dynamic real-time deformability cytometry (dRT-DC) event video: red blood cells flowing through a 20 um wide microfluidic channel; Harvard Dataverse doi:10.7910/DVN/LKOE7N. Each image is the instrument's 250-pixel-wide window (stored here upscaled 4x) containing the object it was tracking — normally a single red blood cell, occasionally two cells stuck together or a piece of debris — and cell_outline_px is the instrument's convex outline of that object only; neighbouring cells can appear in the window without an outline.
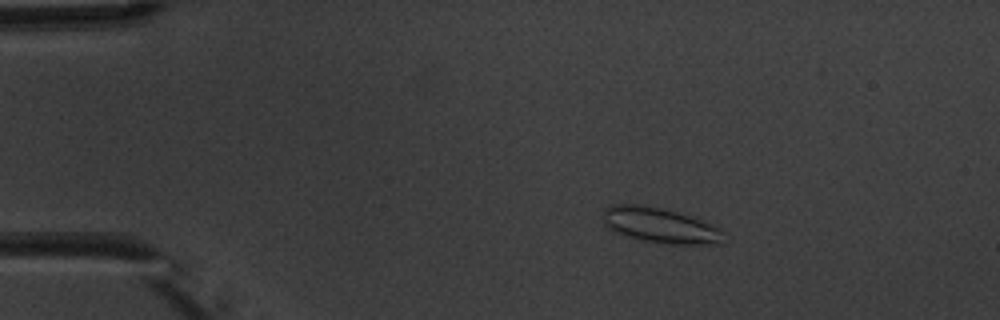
{"species": "common noctule bat (a hibernating species)", "species_latin": "Nyctalus noctula", "temperature_condition": "warm", "stored_images_in_passage": 3, "camera_frame_rate_fps": 3000, "um_per_image_px": 0.085, "animal": {"sex": "male", "body_mass_g": 20.1, "forearm_length_mm": 53.5}, "frame": {"image": 1, "passage_image": 2, "time_ms": 1.0, "image_size_px": [1000, 320], "cell_outline_px": [[720, 244], [668, 244], [644, 240], [612, 232], [604, 224], [604, 208], [612, 204], [640, 204], [660, 208], [692, 216], [704, 220], [720, 228]], "centroid_in_image_um": [56.06, 19.14], "position_along_channel_um": 28.9, "area_um2": 24.62}}